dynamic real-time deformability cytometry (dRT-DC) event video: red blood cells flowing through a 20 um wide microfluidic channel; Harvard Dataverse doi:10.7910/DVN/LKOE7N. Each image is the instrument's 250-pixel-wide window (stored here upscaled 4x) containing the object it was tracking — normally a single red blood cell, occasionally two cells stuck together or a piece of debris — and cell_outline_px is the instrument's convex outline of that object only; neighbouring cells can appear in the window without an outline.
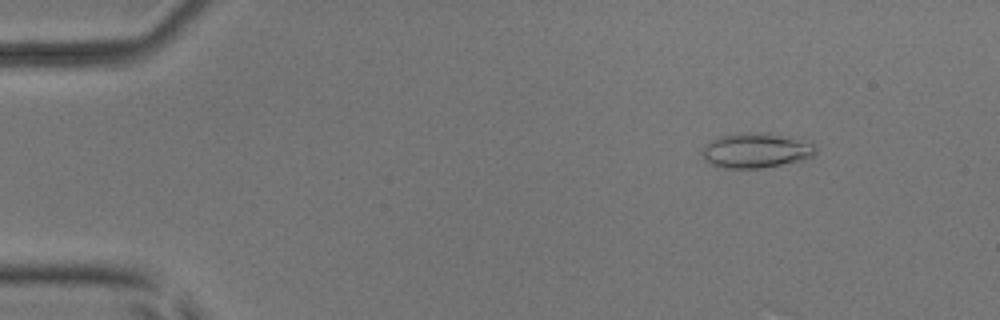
{"species": "common noctule bat (a hibernating species)", "species_latin": "Nyctalus noctula", "temperature_condition": "room temperature", "stored_images_in_passage": 16, "camera_frame_rate_fps": 3000, "um_per_image_px": 0.085, "animal": {"sex": "male", "body_mass_g": 17.9, "forearm_length_mm": 54.2}, "frame": {"image": 1, "passage_image": 7, "time_ms": 2.0, "image_size_px": [1000, 320], "cell_outline_px": [[816, 152], [812, 156], [800, 160], [760, 168], [724, 168], [712, 164], [704, 160], [700, 152], [700, 148], [708, 140], [720, 136], [736, 132], [768, 132], [816, 144]], "centroid_in_image_um": [64.17, 12.76], "position_along_channel_um": 20.8, "area_um2": 23.35}}